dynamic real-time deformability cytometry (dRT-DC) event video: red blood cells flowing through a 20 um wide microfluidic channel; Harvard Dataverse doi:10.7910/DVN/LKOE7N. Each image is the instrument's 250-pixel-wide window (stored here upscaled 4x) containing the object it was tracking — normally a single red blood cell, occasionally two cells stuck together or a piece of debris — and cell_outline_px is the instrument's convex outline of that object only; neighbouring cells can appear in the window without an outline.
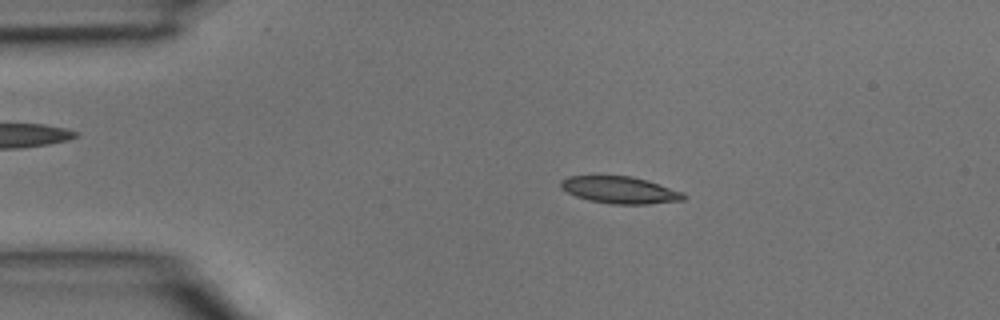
{"species": "common noctule bat (a hibernating species)", "species_latin": "Nyctalus noctula", "temperature_condition": "room temperature", "stored_images_in_passage": 4, "camera_frame_rate_fps": 3000, "um_per_image_px": 0.085, "animal": {"sex": "male", "body_mass_g": 15.6}, "frame": {"image": 1, "passage_image": 2, "time_ms": 0.333, "image_size_px": [1000, 320], "cell_outline_px": [[688, 196], [684, 200], [648, 204], [612, 204], [588, 200], [576, 196], [560, 188], [560, 180], [568, 176], [632, 176], [684, 192]], "centroid_in_image_um": [52.69, 16.15], "position_along_channel_um": 32.3, "area_um2": 19.31}}